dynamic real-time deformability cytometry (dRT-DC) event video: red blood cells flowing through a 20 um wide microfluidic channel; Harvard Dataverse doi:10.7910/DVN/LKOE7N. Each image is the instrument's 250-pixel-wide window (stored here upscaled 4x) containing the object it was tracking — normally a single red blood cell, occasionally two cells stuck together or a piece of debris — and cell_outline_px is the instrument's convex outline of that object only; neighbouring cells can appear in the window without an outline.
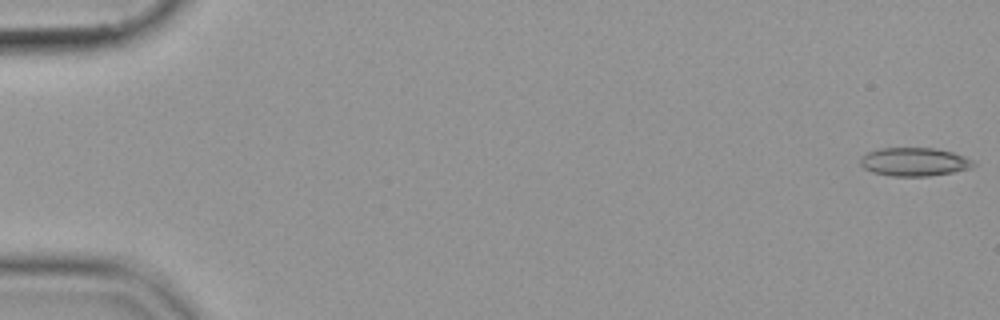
{"species": "common noctule bat (a hibernating species)", "species_latin": "Nyctalus noctula", "temperature_condition": "cold", "stored_images_in_passage": 29, "camera_frame_rate_fps": 3000, "um_per_image_px": 0.085, "animal": {"sex": "female", "body_mass_g": 19.9}, "frame": {"image": 1, "passage_image": 1, "time_ms": 0.0, "image_size_px": [1000, 320], "cell_outline_px": [[976, 164], [972, 168], [952, 172], [928, 176], [888, 176], [872, 172], [864, 168], [860, 164], [860, 156], [868, 152], [880, 148], [936, 148], [952, 152], [964, 156], [972, 160]], "centroid_in_image_um": [77.7, 13.76], "position_along_channel_um": 7.3, "area_um2": 18.84}}
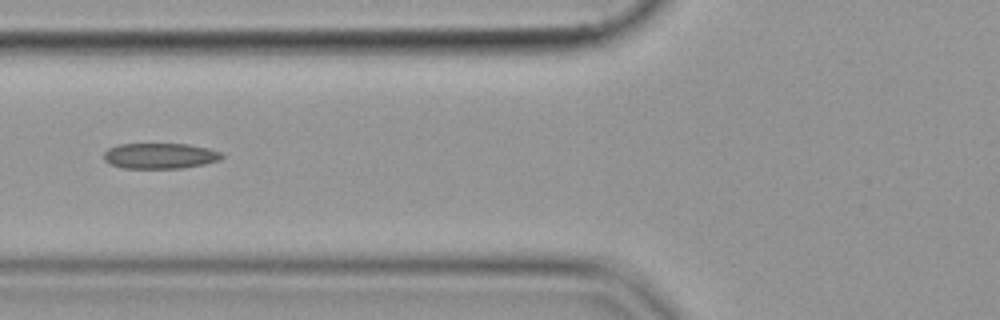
{"frame": {"image": 2, "passage_image": 22, "time_ms": 7.0, "image_size_px": [1000, 320], "cell_outline_px": [[224, 156], [220, 160], [204, 164], [184, 168], [124, 168], [108, 164], [104, 160], [104, 152], [108, 148], [116, 144], [188, 144], [208, 148], [220, 152]], "centroid_in_image_um": [13.57, 13.25], "position_along_channel_um": 112.2, "area_um2": 17.74}}
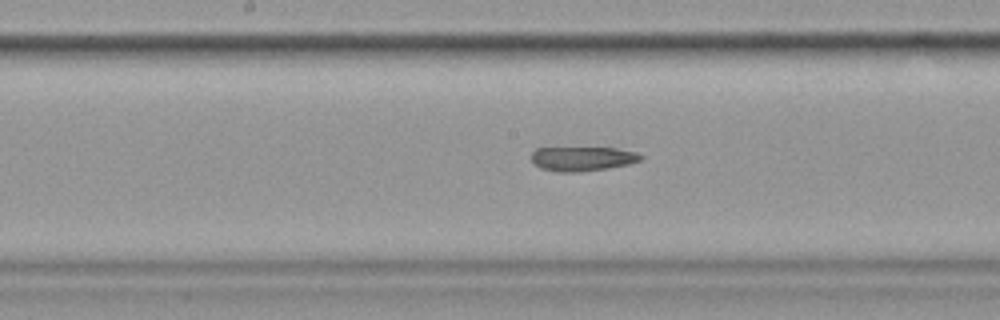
{"frame": {"image": 3, "passage_image": 29, "time_ms": 9.333, "image_size_px": [1000, 320], "cell_outline_px": [[644, 156], [640, 160], [628, 164], [608, 168], [580, 172], [556, 172], [540, 168], [532, 160], [532, 152], [536, 148], [616, 148], [636, 152]], "centroid_in_image_um": [49.51, 13.49], "position_along_channel_um": 198.7, "area_um2": 15.49}}